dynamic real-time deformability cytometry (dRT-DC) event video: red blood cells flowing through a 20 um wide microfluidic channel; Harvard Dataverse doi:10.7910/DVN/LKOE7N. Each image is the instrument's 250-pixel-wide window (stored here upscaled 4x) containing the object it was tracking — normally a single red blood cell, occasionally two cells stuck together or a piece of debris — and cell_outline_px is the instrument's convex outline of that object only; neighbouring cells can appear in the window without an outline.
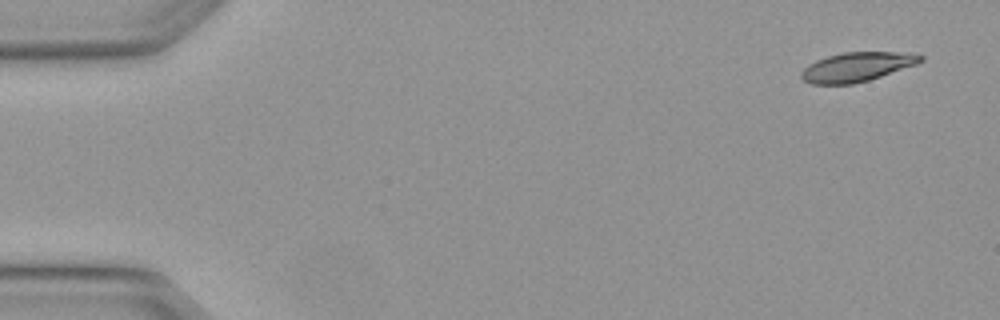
{"species": "Egyptian fruit bat (a non-hibernating species)", "species_latin": "Rousettus aegyptiacus", "temperature_condition": "warm", "stored_images_in_passage": 6, "camera_frame_rate_fps": 3000, "um_per_image_px": 0.085, "animal": {"sex": "female"}, "frame": {"image": 1, "passage_image": 1, "time_ms": 0.0, "image_size_px": [1000, 320], "cell_outline_px": [[924, 60], [916, 64], [868, 80], [852, 84], [812, 84], [804, 80], [800, 76], [800, 72], [808, 64], [816, 60], [828, 56], [844, 52], [912, 52], [924, 56]], "centroid_in_image_um": [72.84, 5.67], "position_along_channel_um": 12.2, "area_um2": 20.29}}
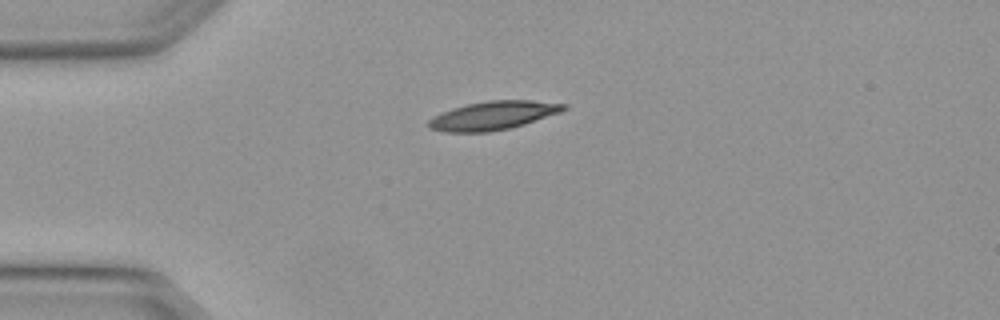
{"frame": {"image": 2, "passage_image": 3, "time_ms": 0.667, "image_size_px": [1000, 320], "cell_outline_px": [[568, 108], [560, 112], [524, 124], [508, 128], [488, 132], [448, 132], [428, 128], [428, 120], [432, 116], [440, 112], [452, 108], [468, 104], [488, 100], [532, 100], [568, 104]], "centroid_in_image_um": [41.9, 9.81], "position_along_channel_um": 43.1, "area_um2": 22.48}}
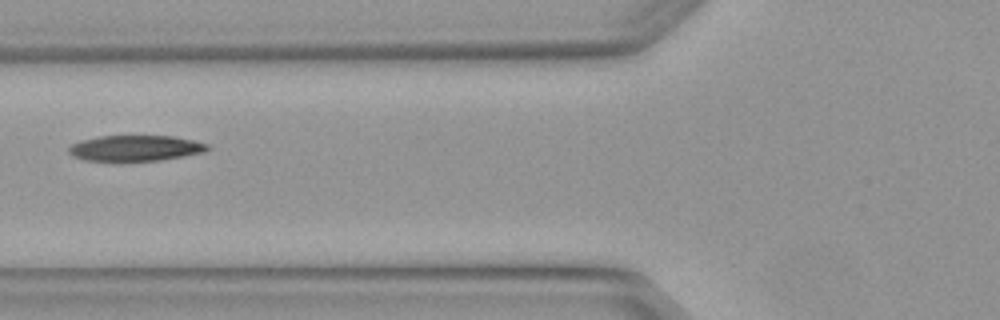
{"frame": {"image": 3, "passage_image": 5, "time_ms": 1.333, "image_size_px": [1000, 320], "cell_outline_px": [[212, 148], [204, 152], [184, 156], [160, 160], [120, 164], [112, 164], [84, 160], [72, 156], [68, 152], [68, 148], [72, 144], [80, 140], [100, 136], [172, 136], [192, 140], [208, 144]], "centroid_in_image_um": [11.44, 12.65], "position_along_channel_um": 114.4, "area_um2": 21.85}}